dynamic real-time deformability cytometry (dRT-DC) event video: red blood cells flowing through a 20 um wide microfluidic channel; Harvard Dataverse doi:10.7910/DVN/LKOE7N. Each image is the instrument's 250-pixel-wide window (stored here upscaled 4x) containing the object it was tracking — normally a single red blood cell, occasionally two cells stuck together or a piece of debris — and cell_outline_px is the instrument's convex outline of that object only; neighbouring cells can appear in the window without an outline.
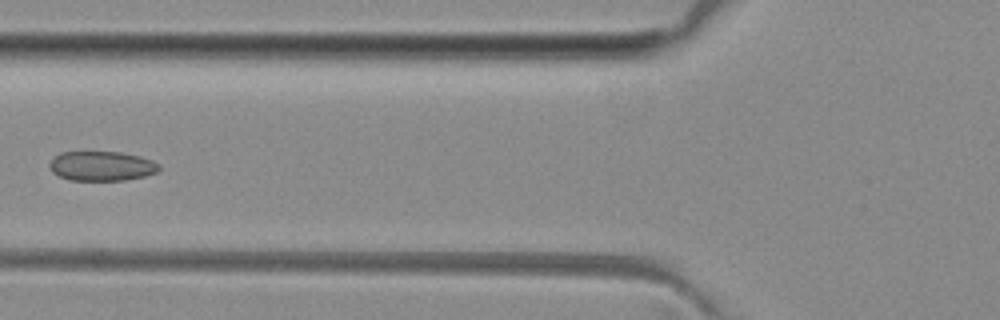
{"species": "common noctule bat (a hibernating species)", "species_latin": "Nyctalus noctula", "temperature_condition": "room temperature", "stored_images_in_passage": 7, "camera_frame_rate_fps": 3000, "um_per_image_px": 0.085, "animal": {"sex": "female", "body_mass_g": 29.2, "forearm_length_mm": 56.3}, "frame": {"image": 1, "passage_image": 6, "time_ms": 5.667, "image_size_px": [1000, 320], "cell_outline_px": [[160, 168], [156, 172], [144, 176], [124, 180], [68, 180], [52, 172], [48, 164], [60, 152], [120, 152], [140, 156], [152, 160], [160, 164]], "centroid_in_image_um": [8.65, 14.11], "position_along_channel_um": 117.2, "area_um2": 18.84}}
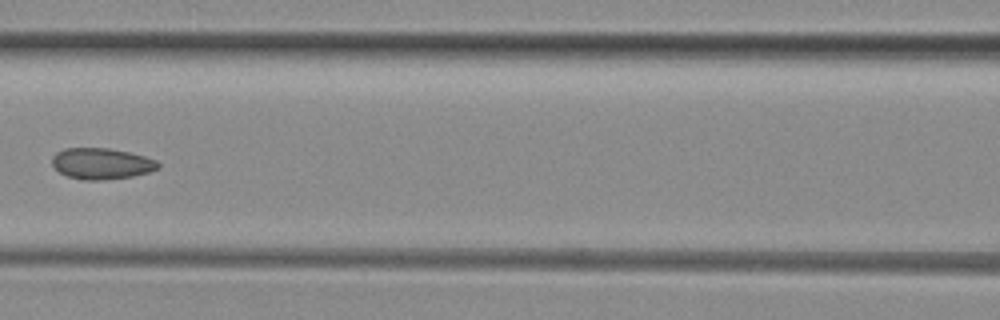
{"frame": {"image": 2, "passage_image": 7, "time_ms": 6.667, "image_size_px": [1000, 320], "cell_outline_px": [[160, 168], [148, 172], [132, 176], [104, 180], [84, 180], [68, 176], [60, 172], [52, 164], [52, 156], [56, 152], [64, 148], [108, 148], [128, 152], [144, 156], [156, 160], [160, 164]], "centroid_in_image_um": [8.63, 13.9], "position_along_channel_um": 158.0, "area_um2": 19.19}}